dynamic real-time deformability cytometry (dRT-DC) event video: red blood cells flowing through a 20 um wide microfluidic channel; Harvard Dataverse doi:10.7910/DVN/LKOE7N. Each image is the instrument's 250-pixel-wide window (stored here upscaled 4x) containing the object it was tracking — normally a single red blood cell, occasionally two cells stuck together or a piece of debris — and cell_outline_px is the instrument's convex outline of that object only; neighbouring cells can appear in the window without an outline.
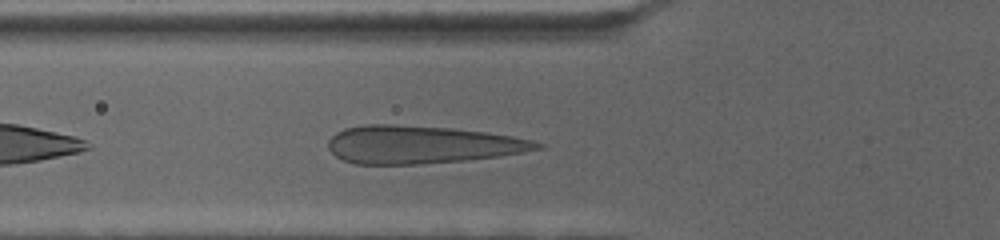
{"species": "human", "species_latin": "Homo sapiens", "temperature_condition": "cold", "stored_images_in_passage": 50, "camera_frame_rate_fps": 3000, "um_per_image_px": 0.085, "donor": {"sex": "female"}, "frame": {"image": 1, "passage_image": 7, "time_ms": 2.0, "image_size_px": [1000, 240], "cell_outline_px": [[544, 148], [524, 152], [500, 156], [464, 160], [420, 164], [356, 164], [344, 160], [336, 156], [328, 148], [328, 140], [336, 132], [344, 128], [364, 124], [392, 124], [452, 128], [484, 132], [512, 136], [532, 140], [544, 144]], "centroid_in_image_um": [35.83, 12.29], "position_along_channel_um": 90.0, "area_um2": 46.07}}
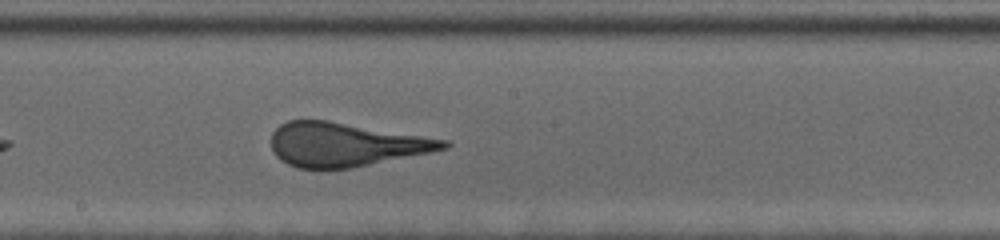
{"frame": {"image": 2, "passage_image": 20, "time_ms": 6.333, "image_size_px": [1000, 240], "cell_outline_px": [[452, 144], [448, 148], [432, 152], [352, 168], [296, 168], [280, 160], [276, 156], [272, 148], [272, 132], [280, 124], [288, 120], [328, 120], [448, 140]], "centroid_in_image_um": [29.37, 12.28], "position_along_channel_um": 218.8, "area_um2": 43.99}}
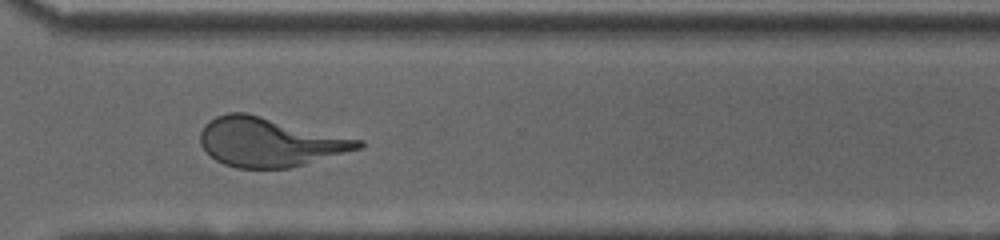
{"frame": {"image": 3, "passage_image": 33, "time_ms": 10.667, "image_size_px": [1000, 240], "cell_outline_px": [[364, 144], [360, 148], [304, 164], [288, 168], [236, 168], [224, 164], [216, 160], [200, 144], [200, 132], [204, 124], [208, 120], [216, 116], [228, 112], [248, 112], [364, 140]], "centroid_in_image_um": [22.9, 12.05], "position_along_channel_um": 347.7, "area_um2": 45.26}}